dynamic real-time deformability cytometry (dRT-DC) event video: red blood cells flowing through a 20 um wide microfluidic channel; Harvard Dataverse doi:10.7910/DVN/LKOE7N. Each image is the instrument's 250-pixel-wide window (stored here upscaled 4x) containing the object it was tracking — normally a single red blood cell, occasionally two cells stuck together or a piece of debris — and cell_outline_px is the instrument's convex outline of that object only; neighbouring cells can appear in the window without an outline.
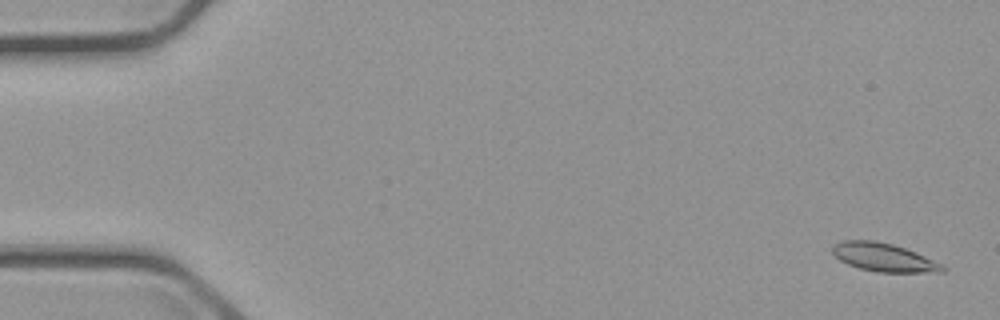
{"species": "common noctule bat (a hibernating species)", "species_latin": "Nyctalus noctula", "temperature_condition": "cold", "stored_images_in_passage": 4, "segment_of_instrument_passage": [2, 2], "camera_frame_rate_fps": 3000, "um_per_image_px": 0.085, "animal": {"sex": "male", "body_mass_g": 23.1, "forearm_length_mm": 52.7}, "frame": {"image": 1, "passage_image": 4, "time_ms": 4.333, "image_size_px": [1000, 320], "cell_outline_px": [[948, 268], [944, 272], [876, 272], [860, 268], [848, 264], [840, 260], [832, 252], [832, 244], [844, 240], [872, 240], [892, 244], [904, 248], [944, 264]], "centroid_in_image_um": [75.13, 21.88], "position_along_channel_um": 9.9, "area_um2": 18.15}}